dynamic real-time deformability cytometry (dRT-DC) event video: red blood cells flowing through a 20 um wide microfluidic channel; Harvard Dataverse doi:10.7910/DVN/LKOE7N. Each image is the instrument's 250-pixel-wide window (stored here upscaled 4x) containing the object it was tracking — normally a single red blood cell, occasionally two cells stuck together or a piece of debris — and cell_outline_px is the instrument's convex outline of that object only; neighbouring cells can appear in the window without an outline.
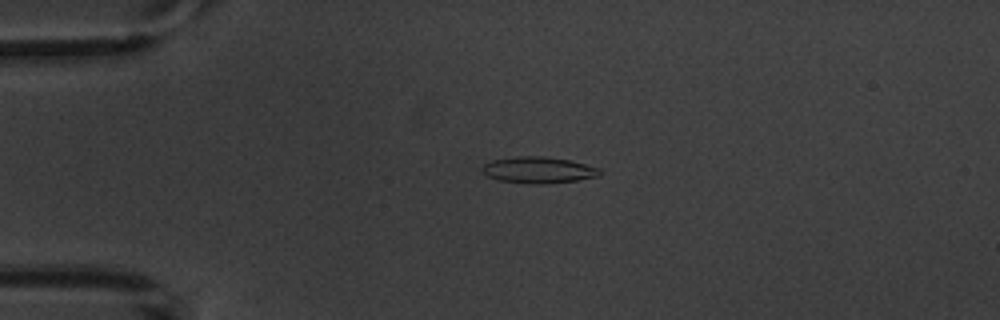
{"species": "common noctule bat (a hibernating species)", "species_latin": "Nyctalus noctula", "temperature_condition": "warm", "stored_images_in_passage": 3, "camera_frame_rate_fps": 3000, "um_per_image_px": 0.085, "animal": {"sex": "male", "body_mass_g": 20.1, "forearm_length_mm": 53.5}, "frame": {"image": 1, "passage_image": 1, "time_ms": 0.0, "image_size_px": [1000, 320], "cell_outline_px": [[600, 176], [576, 180], [544, 184], [528, 184], [500, 180], [488, 176], [480, 172], [480, 168], [484, 164], [492, 160], [516, 156], [544, 156], [568, 160], [600, 168]], "centroid_in_image_um": [45.72, 14.45], "position_along_channel_um": 39.3, "area_um2": 18.09}}